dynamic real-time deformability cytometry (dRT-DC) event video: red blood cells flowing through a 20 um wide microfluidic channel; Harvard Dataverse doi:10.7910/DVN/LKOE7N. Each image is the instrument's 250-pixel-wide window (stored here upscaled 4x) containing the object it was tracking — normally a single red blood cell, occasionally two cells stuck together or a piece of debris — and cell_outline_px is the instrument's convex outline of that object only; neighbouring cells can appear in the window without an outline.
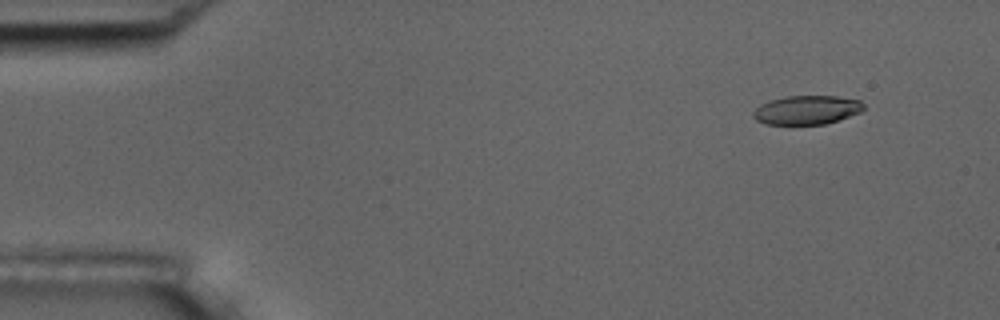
{"species": "common noctule bat (a hibernating species)", "species_latin": "Nyctalus noctula", "temperature_condition": "room temperature", "stored_images_in_passage": 7, "camera_frame_rate_fps": 3000, "um_per_image_px": 0.085, "animal": {"sex": "male", "body_mass_g": 17.5, "forearm_length_mm": 52.3}, "frame": {"image": 1, "passage_image": 2, "time_ms": 1.333, "image_size_px": [1000, 320], "cell_outline_px": [[864, 108], [860, 112], [824, 124], [768, 124], [756, 120], [752, 116], [752, 112], [760, 104], [768, 100], [788, 96], [836, 96], [860, 100], [864, 104]], "centroid_in_image_um": [68.54, 9.33], "position_along_channel_um": 16.5, "area_um2": 18.5}}
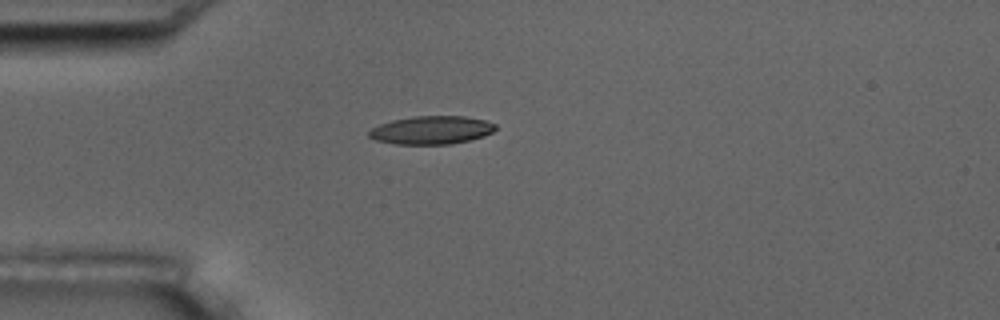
{"frame": {"image": 2, "passage_image": 5, "time_ms": 4.667, "image_size_px": [1000, 320], "cell_outline_px": [[496, 128], [492, 132], [484, 136], [452, 144], [396, 144], [376, 140], [368, 136], [368, 132], [372, 128], [380, 124], [392, 120], [416, 116], [464, 116], [484, 120], [496, 124]], "centroid_in_image_um": [36.67, 11.06], "position_along_channel_um": 48.3, "area_um2": 20.69}}